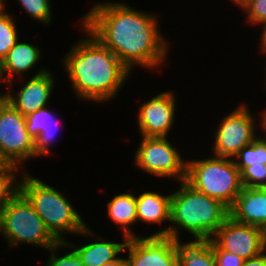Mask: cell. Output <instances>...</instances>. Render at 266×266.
<instances>
[{"label":"cell","instance_id":"obj_16","mask_svg":"<svg viewBox=\"0 0 266 266\" xmlns=\"http://www.w3.org/2000/svg\"><path fill=\"white\" fill-rule=\"evenodd\" d=\"M56 117L47 107L26 116V129L35 141L36 156L50 153L48 148L55 134Z\"/></svg>","mask_w":266,"mask_h":266},{"label":"cell","instance_id":"obj_27","mask_svg":"<svg viewBox=\"0 0 266 266\" xmlns=\"http://www.w3.org/2000/svg\"><path fill=\"white\" fill-rule=\"evenodd\" d=\"M243 10L247 13V19L252 24L266 22V0H253Z\"/></svg>","mask_w":266,"mask_h":266},{"label":"cell","instance_id":"obj_31","mask_svg":"<svg viewBox=\"0 0 266 266\" xmlns=\"http://www.w3.org/2000/svg\"><path fill=\"white\" fill-rule=\"evenodd\" d=\"M0 171H17V169L11 165L8 164L1 156H0Z\"/></svg>","mask_w":266,"mask_h":266},{"label":"cell","instance_id":"obj_38","mask_svg":"<svg viewBox=\"0 0 266 266\" xmlns=\"http://www.w3.org/2000/svg\"><path fill=\"white\" fill-rule=\"evenodd\" d=\"M3 204H0V219H1V207H2Z\"/></svg>","mask_w":266,"mask_h":266},{"label":"cell","instance_id":"obj_22","mask_svg":"<svg viewBox=\"0 0 266 266\" xmlns=\"http://www.w3.org/2000/svg\"><path fill=\"white\" fill-rule=\"evenodd\" d=\"M17 35L14 19L3 10L0 13V63L18 41Z\"/></svg>","mask_w":266,"mask_h":266},{"label":"cell","instance_id":"obj_30","mask_svg":"<svg viewBox=\"0 0 266 266\" xmlns=\"http://www.w3.org/2000/svg\"><path fill=\"white\" fill-rule=\"evenodd\" d=\"M100 266H128V262L127 259L125 258H116L115 260L105 263L103 265Z\"/></svg>","mask_w":266,"mask_h":266},{"label":"cell","instance_id":"obj_35","mask_svg":"<svg viewBox=\"0 0 266 266\" xmlns=\"http://www.w3.org/2000/svg\"><path fill=\"white\" fill-rule=\"evenodd\" d=\"M261 127H263L262 129L265 130L266 132V110L264 111V113L262 114V118H261ZM266 137V136H265ZM264 137V139L266 140V138Z\"/></svg>","mask_w":266,"mask_h":266},{"label":"cell","instance_id":"obj_7","mask_svg":"<svg viewBox=\"0 0 266 266\" xmlns=\"http://www.w3.org/2000/svg\"><path fill=\"white\" fill-rule=\"evenodd\" d=\"M135 153V164L144 171L160 177L186 180L187 162L166 137H144Z\"/></svg>","mask_w":266,"mask_h":266},{"label":"cell","instance_id":"obj_2","mask_svg":"<svg viewBox=\"0 0 266 266\" xmlns=\"http://www.w3.org/2000/svg\"><path fill=\"white\" fill-rule=\"evenodd\" d=\"M82 28L89 39L80 40L66 54L65 69L79 98L107 101L121 88L130 70L83 25Z\"/></svg>","mask_w":266,"mask_h":266},{"label":"cell","instance_id":"obj_5","mask_svg":"<svg viewBox=\"0 0 266 266\" xmlns=\"http://www.w3.org/2000/svg\"><path fill=\"white\" fill-rule=\"evenodd\" d=\"M0 233L10 247L23 242L49 249L59 242L18 188L1 207Z\"/></svg>","mask_w":266,"mask_h":266},{"label":"cell","instance_id":"obj_24","mask_svg":"<svg viewBox=\"0 0 266 266\" xmlns=\"http://www.w3.org/2000/svg\"><path fill=\"white\" fill-rule=\"evenodd\" d=\"M65 245L66 247L69 246V248H73L76 246L65 240L59 241L53 247H50L49 250L51 251V256L48 259L47 266H85L82 263V260L76 250L69 252L63 257H58L56 254H54V251L57 248H59L60 246L64 247Z\"/></svg>","mask_w":266,"mask_h":266},{"label":"cell","instance_id":"obj_19","mask_svg":"<svg viewBox=\"0 0 266 266\" xmlns=\"http://www.w3.org/2000/svg\"><path fill=\"white\" fill-rule=\"evenodd\" d=\"M108 215L123 229V238L135 237L129 226L137 221L136 196L131 193L118 194L107 203Z\"/></svg>","mask_w":266,"mask_h":266},{"label":"cell","instance_id":"obj_25","mask_svg":"<svg viewBox=\"0 0 266 266\" xmlns=\"http://www.w3.org/2000/svg\"><path fill=\"white\" fill-rule=\"evenodd\" d=\"M240 174L243 187L264 188L266 186V165L264 164L246 167Z\"/></svg>","mask_w":266,"mask_h":266},{"label":"cell","instance_id":"obj_32","mask_svg":"<svg viewBox=\"0 0 266 266\" xmlns=\"http://www.w3.org/2000/svg\"><path fill=\"white\" fill-rule=\"evenodd\" d=\"M264 24V28H263V32H262V34H261V48L263 49H261V51H264L265 53H266V22L265 23H263Z\"/></svg>","mask_w":266,"mask_h":266},{"label":"cell","instance_id":"obj_17","mask_svg":"<svg viewBox=\"0 0 266 266\" xmlns=\"http://www.w3.org/2000/svg\"><path fill=\"white\" fill-rule=\"evenodd\" d=\"M171 194L164 196L157 192H144L136 197L137 220L147 223L170 222Z\"/></svg>","mask_w":266,"mask_h":266},{"label":"cell","instance_id":"obj_4","mask_svg":"<svg viewBox=\"0 0 266 266\" xmlns=\"http://www.w3.org/2000/svg\"><path fill=\"white\" fill-rule=\"evenodd\" d=\"M22 174V182H17V188L30 201L46 228L58 241H65L61 235L65 232L94 236L61 192L40 179L27 175L25 171Z\"/></svg>","mask_w":266,"mask_h":266},{"label":"cell","instance_id":"obj_20","mask_svg":"<svg viewBox=\"0 0 266 266\" xmlns=\"http://www.w3.org/2000/svg\"><path fill=\"white\" fill-rule=\"evenodd\" d=\"M81 247H76V252L80 256L85 266H100L118 258V254L125 250L124 243H114L111 241L99 240Z\"/></svg>","mask_w":266,"mask_h":266},{"label":"cell","instance_id":"obj_8","mask_svg":"<svg viewBox=\"0 0 266 266\" xmlns=\"http://www.w3.org/2000/svg\"><path fill=\"white\" fill-rule=\"evenodd\" d=\"M0 156L17 170L19 163L36 157L35 141L23 116L9 102L0 110Z\"/></svg>","mask_w":266,"mask_h":266},{"label":"cell","instance_id":"obj_21","mask_svg":"<svg viewBox=\"0 0 266 266\" xmlns=\"http://www.w3.org/2000/svg\"><path fill=\"white\" fill-rule=\"evenodd\" d=\"M235 157L241 160L234 161L240 172L244 168L252 165H266V140L264 138L256 137L251 144L242 147Z\"/></svg>","mask_w":266,"mask_h":266},{"label":"cell","instance_id":"obj_29","mask_svg":"<svg viewBox=\"0 0 266 266\" xmlns=\"http://www.w3.org/2000/svg\"><path fill=\"white\" fill-rule=\"evenodd\" d=\"M243 266H266L265 251L256 257L245 260Z\"/></svg>","mask_w":266,"mask_h":266},{"label":"cell","instance_id":"obj_11","mask_svg":"<svg viewBox=\"0 0 266 266\" xmlns=\"http://www.w3.org/2000/svg\"><path fill=\"white\" fill-rule=\"evenodd\" d=\"M128 266H178L174 239L169 236H135L126 240Z\"/></svg>","mask_w":266,"mask_h":266},{"label":"cell","instance_id":"obj_28","mask_svg":"<svg viewBox=\"0 0 266 266\" xmlns=\"http://www.w3.org/2000/svg\"><path fill=\"white\" fill-rule=\"evenodd\" d=\"M213 256L215 259V266H243L245 261L236 254L219 249L214 243Z\"/></svg>","mask_w":266,"mask_h":266},{"label":"cell","instance_id":"obj_34","mask_svg":"<svg viewBox=\"0 0 266 266\" xmlns=\"http://www.w3.org/2000/svg\"><path fill=\"white\" fill-rule=\"evenodd\" d=\"M233 1L235 4L239 5L242 10L249 5L253 0H231Z\"/></svg>","mask_w":266,"mask_h":266},{"label":"cell","instance_id":"obj_9","mask_svg":"<svg viewBox=\"0 0 266 266\" xmlns=\"http://www.w3.org/2000/svg\"><path fill=\"white\" fill-rule=\"evenodd\" d=\"M221 250L238 255L244 260L266 250L264 229L233 220L230 216L211 238Z\"/></svg>","mask_w":266,"mask_h":266},{"label":"cell","instance_id":"obj_23","mask_svg":"<svg viewBox=\"0 0 266 266\" xmlns=\"http://www.w3.org/2000/svg\"><path fill=\"white\" fill-rule=\"evenodd\" d=\"M25 11L39 22L48 24L51 21V8L49 0H18Z\"/></svg>","mask_w":266,"mask_h":266},{"label":"cell","instance_id":"obj_15","mask_svg":"<svg viewBox=\"0 0 266 266\" xmlns=\"http://www.w3.org/2000/svg\"><path fill=\"white\" fill-rule=\"evenodd\" d=\"M40 55L41 50L37 46L17 41L0 63L2 80L7 83L13 82L14 74L21 76V74L28 72L36 65V62H39ZM4 73H7V76H4Z\"/></svg>","mask_w":266,"mask_h":266},{"label":"cell","instance_id":"obj_26","mask_svg":"<svg viewBox=\"0 0 266 266\" xmlns=\"http://www.w3.org/2000/svg\"><path fill=\"white\" fill-rule=\"evenodd\" d=\"M15 178L14 171H0V204H3L17 189L18 179Z\"/></svg>","mask_w":266,"mask_h":266},{"label":"cell","instance_id":"obj_3","mask_svg":"<svg viewBox=\"0 0 266 266\" xmlns=\"http://www.w3.org/2000/svg\"><path fill=\"white\" fill-rule=\"evenodd\" d=\"M229 217V208L217 199L195 190L181 181L178 191L171 194L169 228L152 236L179 238L178 228L191 233L196 239H211Z\"/></svg>","mask_w":266,"mask_h":266},{"label":"cell","instance_id":"obj_33","mask_svg":"<svg viewBox=\"0 0 266 266\" xmlns=\"http://www.w3.org/2000/svg\"><path fill=\"white\" fill-rule=\"evenodd\" d=\"M9 91L0 95V110L8 103Z\"/></svg>","mask_w":266,"mask_h":266},{"label":"cell","instance_id":"obj_6","mask_svg":"<svg viewBox=\"0 0 266 266\" xmlns=\"http://www.w3.org/2000/svg\"><path fill=\"white\" fill-rule=\"evenodd\" d=\"M186 182L195 190L230 208L243 189L240 170L234 160L212 157L186 161Z\"/></svg>","mask_w":266,"mask_h":266},{"label":"cell","instance_id":"obj_37","mask_svg":"<svg viewBox=\"0 0 266 266\" xmlns=\"http://www.w3.org/2000/svg\"><path fill=\"white\" fill-rule=\"evenodd\" d=\"M264 235H265V245H266V228L264 229Z\"/></svg>","mask_w":266,"mask_h":266},{"label":"cell","instance_id":"obj_1","mask_svg":"<svg viewBox=\"0 0 266 266\" xmlns=\"http://www.w3.org/2000/svg\"><path fill=\"white\" fill-rule=\"evenodd\" d=\"M81 23L130 71L134 65L152 69L166 58L167 41L152 13L105 2L94 5Z\"/></svg>","mask_w":266,"mask_h":266},{"label":"cell","instance_id":"obj_12","mask_svg":"<svg viewBox=\"0 0 266 266\" xmlns=\"http://www.w3.org/2000/svg\"><path fill=\"white\" fill-rule=\"evenodd\" d=\"M176 102L173 92H163L139 109L138 126L144 137H166L174 124Z\"/></svg>","mask_w":266,"mask_h":266},{"label":"cell","instance_id":"obj_14","mask_svg":"<svg viewBox=\"0 0 266 266\" xmlns=\"http://www.w3.org/2000/svg\"><path fill=\"white\" fill-rule=\"evenodd\" d=\"M229 216L236 222L266 228V189L243 187L229 208Z\"/></svg>","mask_w":266,"mask_h":266},{"label":"cell","instance_id":"obj_10","mask_svg":"<svg viewBox=\"0 0 266 266\" xmlns=\"http://www.w3.org/2000/svg\"><path fill=\"white\" fill-rule=\"evenodd\" d=\"M254 119L245 105L233 110L220 123L215 136L217 157L234 158L240 149L256 138Z\"/></svg>","mask_w":266,"mask_h":266},{"label":"cell","instance_id":"obj_13","mask_svg":"<svg viewBox=\"0 0 266 266\" xmlns=\"http://www.w3.org/2000/svg\"><path fill=\"white\" fill-rule=\"evenodd\" d=\"M54 82L51 72L41 69L23 85L17 97L9 93L8 102L23 116L48 107L46 105L54 88Z\"/></svg>","mask_w":266,"mask_h":266},{"label":"cell","instance_id":"obj_18","mask_svg":"<svg viewBox=\"0 0 266 266\" xmlns=\"http://www.w3.org/2000/svg\"><path fill=\"white\" fill-rule=\"evenodd\" d=\"M179 238L174 239L177 251L178 266H215L213 242L211 239H196L181 244Z\"/></svg>","mask_w":266,"mask_h":266},{"label":"cell","instance_id":"obj_36","mask_svg":"<svg viewBox=\"0 0 266 266\" xmlns=\"http://www.w3.org/2000/svg\"><path fill=\"white\" fill-rule=\"evenodd\" d=\"M4 10V2L0 0V13Z\"/></svg>","mask_w":266,"mask_h":266}]
</instances>
